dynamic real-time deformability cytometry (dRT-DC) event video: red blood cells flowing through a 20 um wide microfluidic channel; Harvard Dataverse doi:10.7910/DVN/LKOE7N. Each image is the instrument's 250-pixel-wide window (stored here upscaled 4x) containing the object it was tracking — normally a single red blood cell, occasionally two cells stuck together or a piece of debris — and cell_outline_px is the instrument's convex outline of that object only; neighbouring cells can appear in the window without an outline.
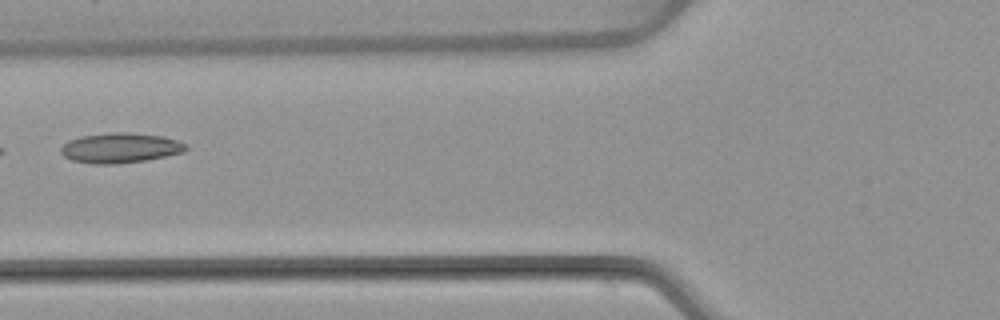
{"species": "common noctule bat (a hibernating species)", "species_latin": "Nyctalus noctula", "temperature_condition": "warm", "stored_images_in_passage": 6, "camera_frame_rate_fps": 3000, "um_per_image_px": 0.085, "animal": {"sex": "female", "body_mass_g": 22.7, "forearm_length_mm": 54.2}, "frame": {"image": 1, "passage_image": 5, "time_ms": 6.0, "image_size_px": [1000, 320], "cell_outline_px": [[188, 148], [184, 152], [144, 160], [116, 164], [92, 164], [72, 160], [64, 156], [60, 152], [60, 148], [68, 140], [80, 136], [116, 132], [124, 132], [164, 136], [188, 144]], "centroid_in_image_um": [10.21, 12.57], "position_along_channel_um": 115.6, "area_um2": 21.85}}
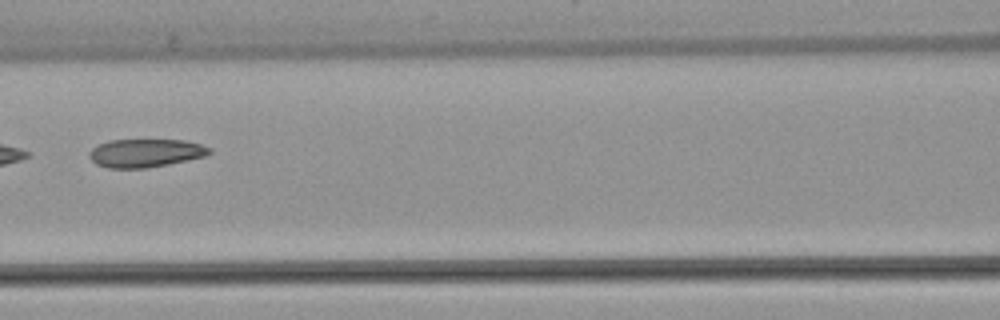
{"frame": {"image": 2, "passage_image": 6, "time_ms": 7.0, "image_size_px": [1000, 320], "cell_outline_px": [[212, 152], [204, 156], [188, 160], [148, 168], [108, 168], [96, 164], [88, 156], [88, 152], [92, 148], [108, 140], [184, 140], [200, 144], [212, 148]], "centroid_in_image_um": [12.36, 13.01], "position_along_channel_um": 154.2, "area_um2": 19.83}}